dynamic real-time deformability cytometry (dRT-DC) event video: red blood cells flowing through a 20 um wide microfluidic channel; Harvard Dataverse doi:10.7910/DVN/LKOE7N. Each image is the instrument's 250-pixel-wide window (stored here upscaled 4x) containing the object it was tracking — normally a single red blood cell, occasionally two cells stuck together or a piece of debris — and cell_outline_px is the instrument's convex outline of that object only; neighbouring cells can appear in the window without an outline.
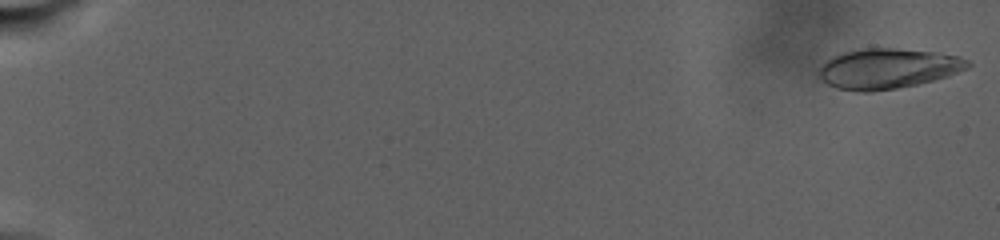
{"species": "human", "species_latin": "Homo sapiens", "temperature_condition": "warm", "stored_images_in_passage": 64, "camera_frame_rate_fps": 3000, "um_per_image_px": 0.085, "donor": {"sex": "male"}, "frame": {"image": 1, "passage_image": 1, "time_ms": 0.0, "image_size_px": [1000, 240], "cell_outline_px": [[972, 64], [968, 68], [948, 76], [916, 84], [896, 88], [872, 92], [856, 92], [836, 88], [820, 80], [816, 72], [816, 68], [820, 64], [832, 56], [840, 52], [860, 48], [896, 48], [932, 52], [960, 56], [968, 60]], "centroid_in_image_um": [75.37, 5.83], "position_along_channel_um": 9.6, "area_um2": 35.37}}
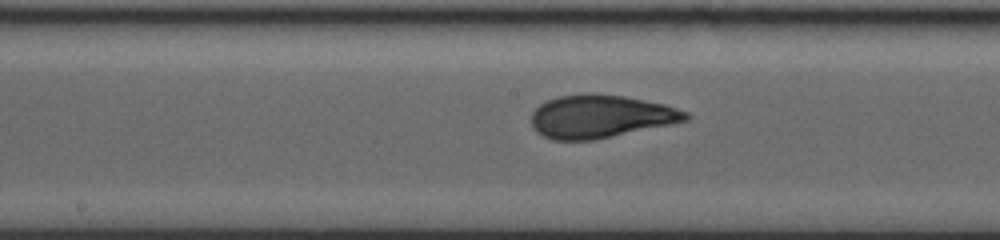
{"frame": {"image": 2, "passage_image": 35, "time_ms": 17.0, "image_size_px": [1000, 240], "cell_outline_px": [[692, 116], [688, 120], [672, 124], [592, 140], [552, 140], [536, 132], [532, 128], [532, 112], [540, 104], [556, 96], [588, 92], [592, 92], [624, 96], [664, 104], [688, 112]], "centroid_in_image_um": [51.03, 9.88], "position_along_channel_um": 197.2, "area_um2": 38.9}}
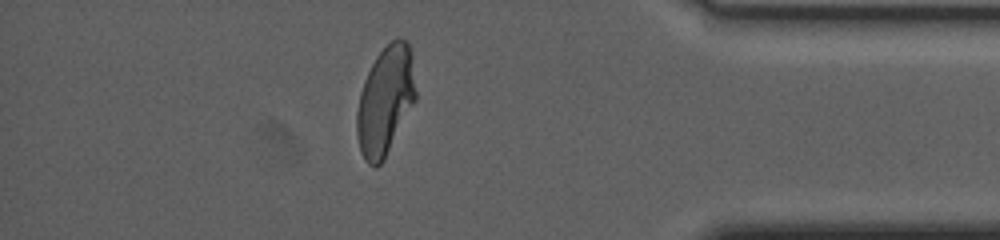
{"frame": {"image": 3, "passage_image": 60, "time_ms": 26.667, "image_size_px": [1000, 240], "cell_outline_px": [[416, 100], [384, 160], [376, 168], [368, 164], [364, 160], [360, 152], [356, 136], [356, 112], [360, 92], [364, 80], [376, 56], [396, 36], [400, 36], [408, 44], [412, 52], [416, 92]], "centroid_in_image_um": [32.75, 8.58], "position_along_channel_um": 402.5, "area_um2": 37.69}, "authors_computed_cell_mechanics": {"area_um2": 37.6567, "velocity_mm_per_s": 2.3719, "shape_relaxation_time_tau1_ms": 7.6563, "shape_relaxation_time_tau2_ms": 1.3201, "deformation_change_tau1": 0.2153, "deformation_change_tau2": 0.0717}}